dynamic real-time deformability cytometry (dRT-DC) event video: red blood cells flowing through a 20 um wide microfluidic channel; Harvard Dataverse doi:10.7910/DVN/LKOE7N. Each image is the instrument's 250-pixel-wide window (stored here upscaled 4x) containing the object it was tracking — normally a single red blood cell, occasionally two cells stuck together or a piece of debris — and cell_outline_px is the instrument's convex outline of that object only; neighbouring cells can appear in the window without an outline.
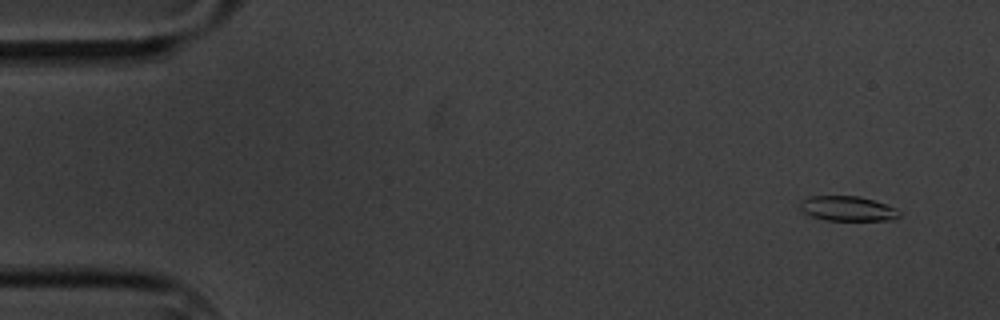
{"species": "common noctule bat (a hibernating species)", "species_latin": "Nyctalus noctula", "temperature_condition": "cold", "stored_images_in_passage": 7, "camera_frame_rate_fps": 3000, "um_per_image_px": 0.085, "animal": {"sex": "male", "body_mass_g": 20.1, "forearm_length_mm": 53.5}, "frame": {"image": 1, "passage_image": 2, "time_ms": 1.0, "image_size_px": [1000, 320], "cell_outline_px": [[900, 216], [896, 220], [824, 220], [812, 216], [804, 212], [800, 208], [800, 204], [808, 196], [860, 196], [896, 208], [900, 212]], "centroid_in_image_um": [72.07, 17.73], "position_along_channel_um": 12.9, "area_um2": 14.28}}
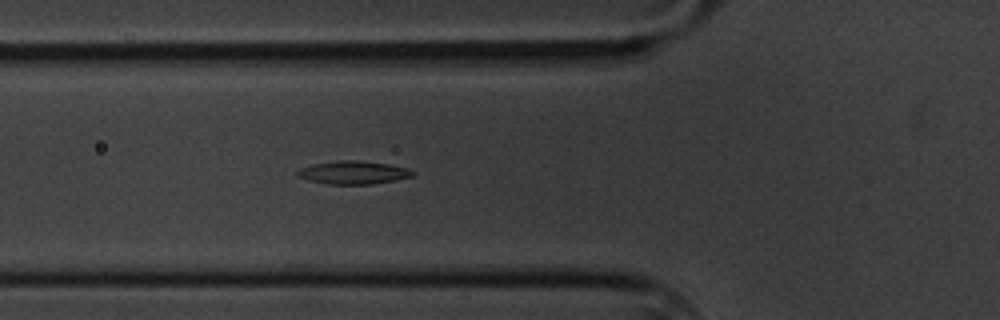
{"frame": {"image": 2, "passage_image": 7, "time_ms": 6.667, "image_size_px": [1000, 320], "cell_outline_px": [[416, 172], [412, 176], [396, 180], [372, 184], [328, 184], [308, 180], [296, 176], [296, 172], [300, 168], [312, 164], [340, 160], [356, 160], [388, 164], [408, 168]], "centroid_in_image_um": [30.02, 14.66], "position_along_channel_um": 95.8, "area_um2": 15.55}}